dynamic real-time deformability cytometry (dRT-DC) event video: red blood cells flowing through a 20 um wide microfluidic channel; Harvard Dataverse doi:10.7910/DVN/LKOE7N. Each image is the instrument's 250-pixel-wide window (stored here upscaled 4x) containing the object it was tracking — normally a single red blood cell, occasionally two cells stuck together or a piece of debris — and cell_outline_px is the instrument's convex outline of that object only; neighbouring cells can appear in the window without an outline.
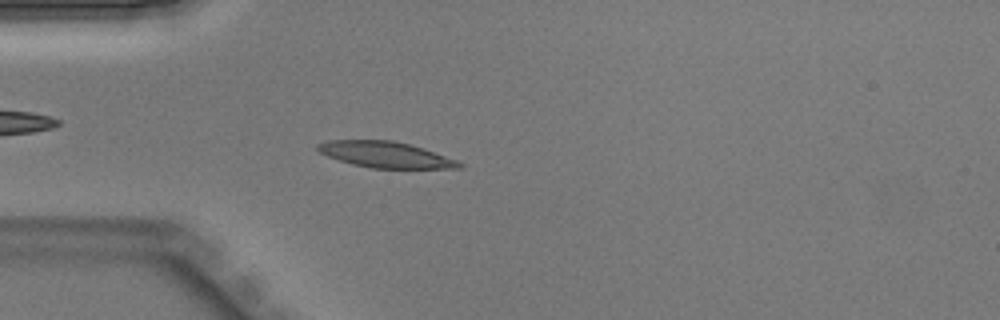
{"species": "Egyptian fruit bat (a non-hibernating species)", "species_latin": "Rousettus aegyptiacus", "temperature_condition": "warm", "stored_images_in_passage": 43, "camera_frame_rate_fps": 3000, "um_per_image_px": 0.085, "animal": {"sex": "male"}, "frame": {"image": 1, "passage_image": 12, "time_ms": 3.667, "image_size_px": [1000, 320], "cell_outline_px": [[464, 164], [460, 168], [372, 168], [352, 164], [328, 156], [320, 152], [316, 148], [316, 144], [328, 140], [392, 140], [424, 148], [456, 160]], "centroid_in_image_um": [32.75, 13.14], "position_along_channel_um": 52.2, "area_um2": 21.27}}
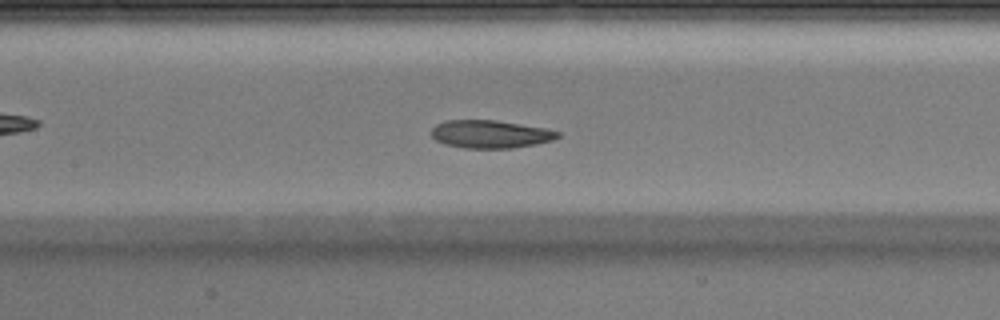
{"frame": {"image": 2, "passage_image": 20, "time_ms": 6.333, "image_size_px": [1000, 320], "cell_outline_px": [[560, 136], [552, 140], [512, 148], [464, 148], [444, 144], [436, 140], [432, 136], [432, 128], [436, 124], [444, 120], [496, 120], [544, 128], [560, 132]], "centroid_in_image_um": [41.64, 11.39], "position_along_channel_um": 165.8, "area_um2": 20.4}}
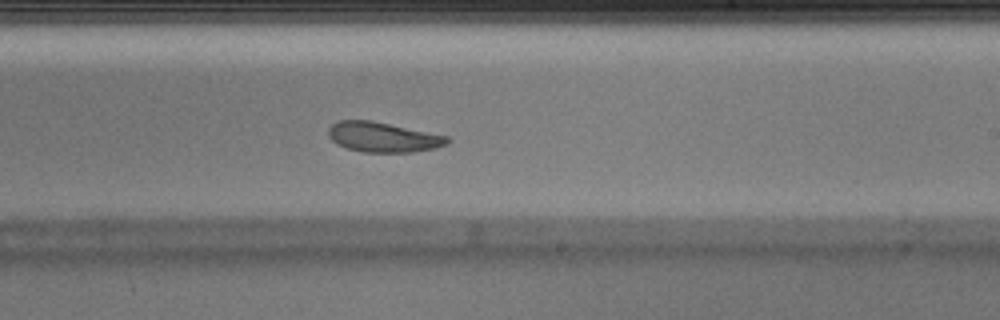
{"frame": {"image": 3, "passage_image": 26, "time_ms": 8.333, "image_size_px": [1000, 320], "cell_outline_px": [[452, 140], [448, 144], [436, 148], [412, 152], [364, 152], [348, 148], [336, 144], [328, 136], [328, 128], [332, 124], [340, 120], [372, 120], [448, 136]], "centroid_in_image_um": [32.57, 11.65], "position_along_channel_um": 256.4, "area_um2": 20.87}}